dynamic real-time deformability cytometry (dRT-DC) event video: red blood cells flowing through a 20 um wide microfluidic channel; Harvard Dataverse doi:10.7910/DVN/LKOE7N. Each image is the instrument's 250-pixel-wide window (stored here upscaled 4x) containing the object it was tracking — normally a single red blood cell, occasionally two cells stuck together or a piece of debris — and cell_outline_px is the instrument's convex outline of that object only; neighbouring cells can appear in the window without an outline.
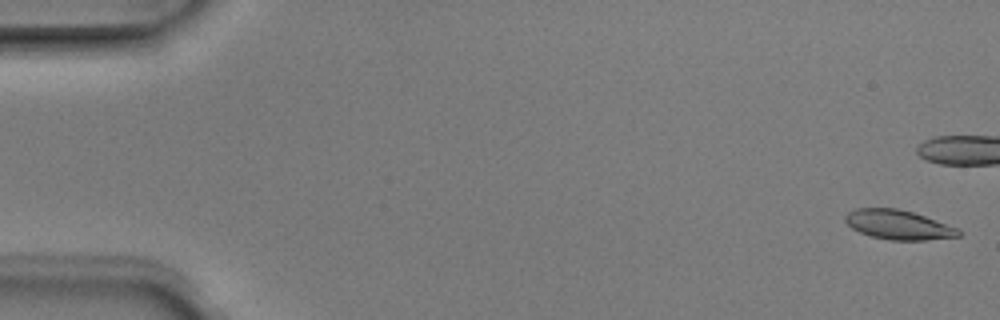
{"species": "Egyptian fruit bat (a non-hibernating species)", "species_latin": "Rousettus aegyptiacus", "temperature_condition": "room temperature", "stored_images_in_passage": 5, "camera_frame_rate_fps": 3000, "um_per_image_px": 0.085, "animal": {"sex": "male"}, "frame": {"image": 1, "passage_image": 1, "time_ms": 0.0, "image_size_px": [1000, 320], "cell_outline_px": [[960, 236], [924, 240], [888, 240], [872, 236], [860, 232], [852, 228], [844, 220], [844, 216], [848, 212], [856, 208], [896, 208], [912, 212], [960, 228]], "centroid_in_image_um": [76.36, 19.1], "position_along_channel_um": 8.6, "area_um2": 19.36}}